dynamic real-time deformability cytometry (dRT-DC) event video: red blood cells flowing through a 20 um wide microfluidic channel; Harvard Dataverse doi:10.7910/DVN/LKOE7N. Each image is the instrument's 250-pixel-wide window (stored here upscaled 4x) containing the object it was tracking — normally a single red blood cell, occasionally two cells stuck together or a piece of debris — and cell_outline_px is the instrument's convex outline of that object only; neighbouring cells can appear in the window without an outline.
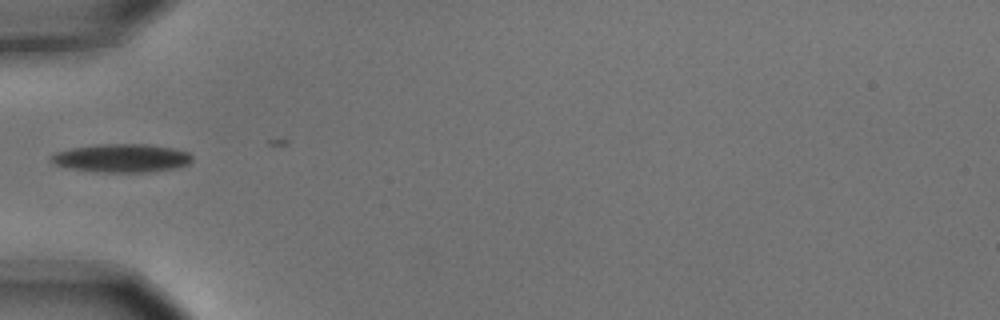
{"species": "common noctule bat (a hibernating species)", "species_latin": "Nyctalus noctula", "temperature_condition": "cold", "stored_images_in_passage": 5, "camera_frame_rate_fps": 3000, "um_per_image_px": 0.085, "animal": {"sex": "male", "body_mass_g": 15.6}, "frame": {"image": 1, "passage_image": 4, "time_ms": 1.0, "image_size_px": [1000, 320], "cell_outline_px": [[192, 160], [188, 164], [176, 168], [144, 172], [92, 172], [68, 168], [56, 164], [48, 160], [48, 156], [56, 152], [68, 148], [100, 144], [148, 144], [172, 148], [188, 152], [192, 156]], "centroid_in_image_um": [10.28, 13.44], "position_along_channel_um": 74.7, "area_um2": 23.52}}